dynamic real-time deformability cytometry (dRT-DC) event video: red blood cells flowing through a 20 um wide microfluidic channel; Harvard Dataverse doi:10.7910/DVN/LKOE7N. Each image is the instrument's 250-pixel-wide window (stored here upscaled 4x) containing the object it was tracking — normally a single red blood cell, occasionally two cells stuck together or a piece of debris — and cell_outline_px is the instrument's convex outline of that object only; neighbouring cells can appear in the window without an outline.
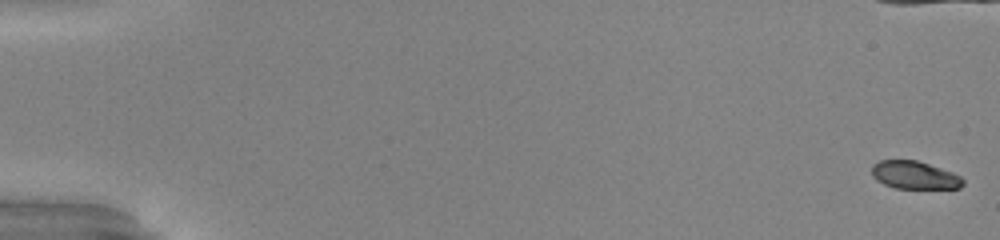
{"species": "common noctule bat (a hibernating species)", "species_latin": "Nyctalus noctula", "temperature_condition": "warm", "stored_images_in_passage": 53, "camera_frame_rate_fps": 3000, "um_per_image_px": 0.085, "animal": {"sex": "male", "body_mass_g": 20.0, "forearm_length_mm": 53.3}, "frame": {"image": 1, "passage_image": 1, "time_ms": 0.0, "image_size_px": [1000, 240], "cell_outline_px": [[964, 184], [960, 188], [896, 188], [884, 184], [876, 180], [872, 176], [872, 164], [880, 160], [916, 160], [952, 172], [960, 176], [964, 180]], "centroid_in_image_um": [77.72, 14.88], "position_along_channel_um": 7.3, "area_um2": 14.74}}
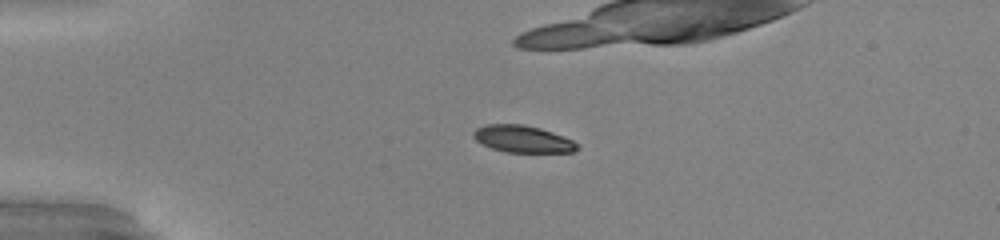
{"frame": {"image": 2, "passage_image": 14, "time_ms": 4.333, "image_size_px": [1000, 240], "cell_outline_px": [[580, 148], [576, 152], [504, 152], [480, 144], [472, 136], [472, 132], [476, 128], [488, 124], [524, 124], [540, 128], [564, 136], [580, 144]], "centroid_in_image_um": [44.44, 11.82], "position_along_channel_um": 40.6, "area_um2": 16.59}, "authors_computed_cell_mechanics": {"area_um2": 17.918, "velocity_mm_per_s": 4.0077, "shape_relaxation_time_tau1_ms": 4.0445, "shape_relaxation_time_tau2_ms": 1.4623, "deformation_change_tau1": 0.1932, "deformation_change_tau2": 0.0502}}